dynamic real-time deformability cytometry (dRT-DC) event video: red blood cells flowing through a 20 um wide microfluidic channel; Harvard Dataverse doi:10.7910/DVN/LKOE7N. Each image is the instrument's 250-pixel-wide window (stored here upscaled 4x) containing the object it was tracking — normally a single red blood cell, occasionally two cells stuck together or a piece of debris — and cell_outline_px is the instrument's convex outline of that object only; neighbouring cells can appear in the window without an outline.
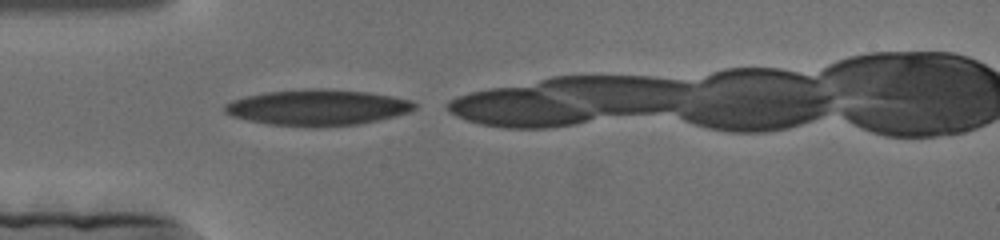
{"species": "human", "species_latin": "Homo sapiens", "temperature_condition": "cold", "stored_images_in_passage": 23, "camera_frame_rate_fps": 3000, "um_per_image_px": 0.085, "donor": {"sex": "female"}, "frame": {"image": 1, "passage_image": 2, "time_ms": 0.333, "image_size_px": [1000, 240], "cell_outline_px": [[416, 108], [408, 112], [396, 116], [360, 124], [316, 128], [312, 128], [268, 124], [248, 120], [232, 116], [224, 112], [224, 104], [232, 100], [248, 96], [268, 92], [304, 88], [328, 88], [368, 92], [392, 96], [412, 100], [416, 104]], "centroid_in_image_um": [27.01, 9.14], "position_along_channel_um": 58.0, "area_um2": 40.23}}
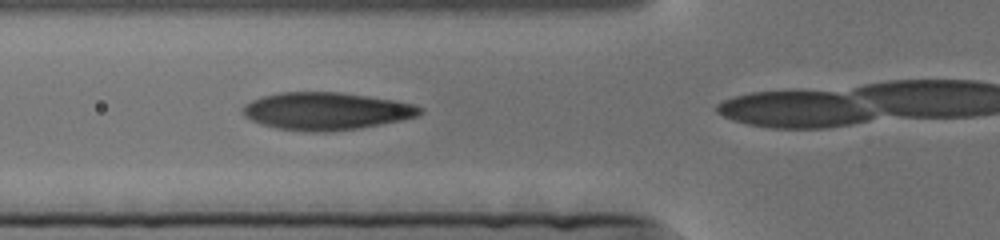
{"frame": {"image": 2, "passage_image": 13, "time_ms": 4.0, "image_size_px": [1000, 240], "cell_outline_px": [[424, 112], [416, 116], [400, 120], [360, 128], [328, 132], [312, 132], [276, 128], [260, 124], [244, 116], [240, 112], [240, 108], [244, 104], [260, 96], [280, 92], [340, 92], [396, 100], [416, 104], [424, 108]], "centroid_in_image_um": [27.7, 9.44], "position_along_channel_um": 98.1, "area_um2": 39.13}}
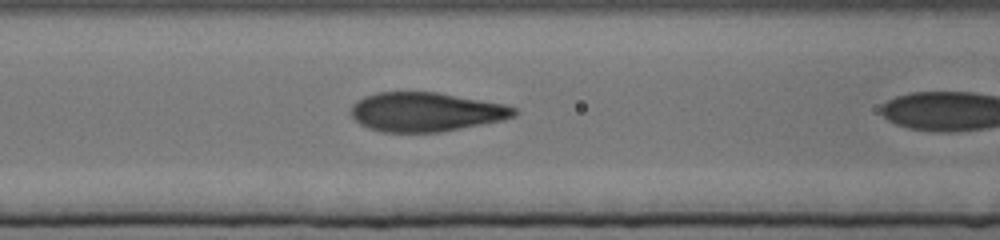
{"frame": {"image": 3, "passage_image": 21, "time_ms": 6.667, "image_size_px": [1000, 240], "cell_outline_px": [[520, 112], [516, 116], [504, 120], [440, 132], [384, 132], [368, 128], [360, 124], [352, 116], [352, 104], [356, 100], [364, 96], [376, 92], [436, 92], [504, 104], [520, 108]], "centroid_in_image_um": [36.24, 9.51], "position_along_channel_um": 130.4, "area_um2": 37.4}}